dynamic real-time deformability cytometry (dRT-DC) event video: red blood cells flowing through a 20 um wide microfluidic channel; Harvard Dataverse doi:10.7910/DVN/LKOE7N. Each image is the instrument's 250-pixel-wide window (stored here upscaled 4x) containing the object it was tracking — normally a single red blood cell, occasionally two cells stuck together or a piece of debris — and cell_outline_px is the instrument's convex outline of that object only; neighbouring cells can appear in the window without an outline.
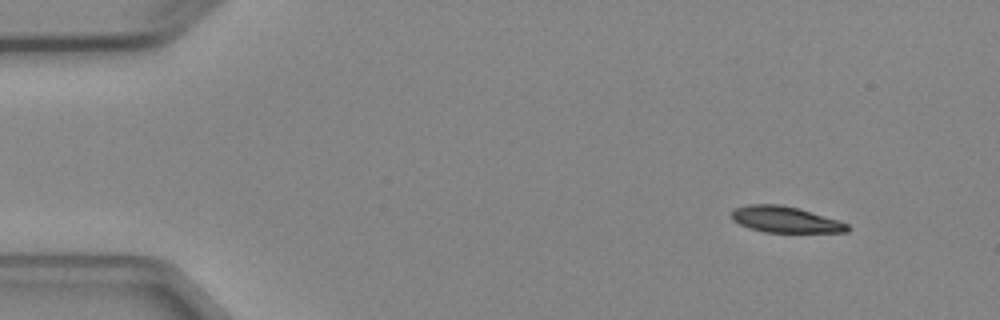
{"species": "Egyptian fruit bat (a non-hibernating species)", "species_latin": "Rousettus aegyptiacus", "temperature_condition": "cold", "stored_images_in_passage": 3, "camera_frame_rate_fps": 3000, "um_per_image_px": 0.085, "animal": {"sex": "female"}, "frame": {"image": 1, "passage_image": 1, "time_ms": 0.0, "image_size_px": [1000, 320], "cell_outline_px": [[852, 228], [848, 232], [764, 232], [748, 228], [732, 220], [732, 212], [736, 208], [748, 204], [780, 204], [800, 208], [840, 220], [848, 224]], "centroid_in_image_um": [66.8, 18.66], "position_along_channel_um": 18.2, "area_um2": 17.86}}
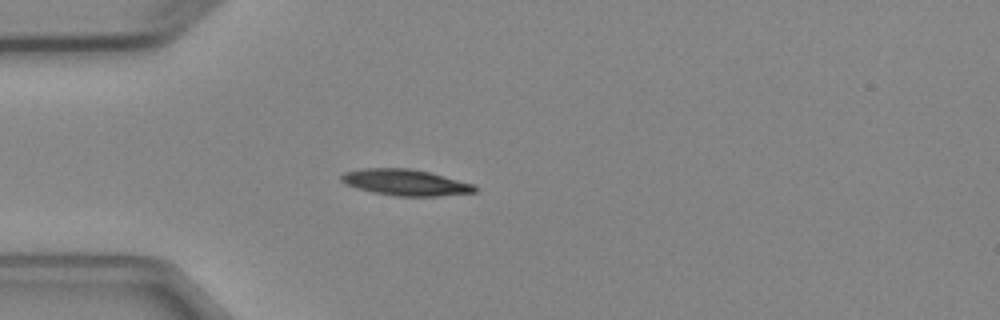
{"frame": {"image": 2, "passage_image": 3, "time_ms": 3.0, "image_size_px": [1000, 320], "cell_outline_px": [[480, 188], [476, 192], [436, 196], [396, 196], [372, 192], [356, 188], [340, 180], [340, 176], [344, 172], [364, 168], [408, 168], [428, 172], [476, 184]], "centroid_in_image_um": [34.5, 15.51], "position_along_channel_um": 50.5, "area_um2": 20.4}}